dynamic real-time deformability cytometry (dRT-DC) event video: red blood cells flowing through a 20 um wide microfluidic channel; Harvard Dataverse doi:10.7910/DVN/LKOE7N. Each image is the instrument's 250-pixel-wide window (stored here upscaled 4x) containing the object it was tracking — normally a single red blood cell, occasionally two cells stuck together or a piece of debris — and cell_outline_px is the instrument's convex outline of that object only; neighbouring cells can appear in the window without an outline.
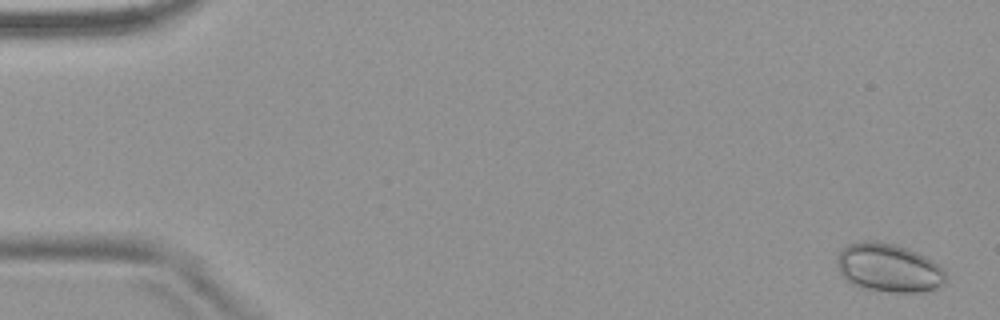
{"species": "common noctule bat (a hibernating species)", "species_latin": "Nyctalus noctula", "temperature_condition": "warm", "stored_images_in_passage": 5, "camera_frame_rate_fps": 3000, "um_per_image_px": 0.085, "animal": {"sex": "female", "body_mass_g": 18.4}, "frame": {"image": 1, "passage_image": 1, "time_ms": 0.0, "image_size_px": [1000, 320], "cell_outline_px": [[948, 276], [944, 284], [940, 288], [932, 292], [888, 292], [860, 288], [852, 284], [840, 276], [836, 260], [836, 252], [840, 248], [848, 244], [864, 240], [876, 240], [896, 244], [908, 248], [932, 260]], "centroid_in_image_um": [75.5, 22.77], "position_along_channel_um": 9.5, "area_um2": 31.62}}